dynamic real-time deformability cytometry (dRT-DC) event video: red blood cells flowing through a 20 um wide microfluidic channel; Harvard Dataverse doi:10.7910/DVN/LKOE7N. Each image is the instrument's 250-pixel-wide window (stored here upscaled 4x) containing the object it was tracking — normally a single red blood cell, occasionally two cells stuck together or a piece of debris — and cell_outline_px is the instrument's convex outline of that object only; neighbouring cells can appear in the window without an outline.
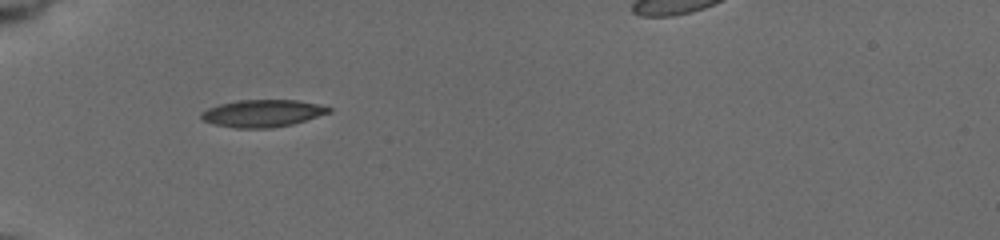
{"species": "common noctule bat (a hibernating species)", "species_latin": "Nyctalus noctula", "temperature_condition": "cold", "stored_images_in_passage": 37, "camera_frame_rate_fps": 3000, "um_per_image_px": 0.085, "animal": {"sex": "female", "body_mass_g": 19.5, "forearm_length_mm": 54.1}, "frame": {"image": 1, "passage_image": 1, "time_ms": 0.0, "image_size_px": [1000, 240], "cell_outline_px": [[332, 112], [292, 124], [272, 128], [236, 128], [212, 124], [204, 120], [200, 116], [200, 112], [208, 108], [220, 104], [236, 100], [296, 100], [320, 104], [332, 108]], "centroid_in_image_um": [22.32, 9.63], "position_along_channel_um": 62.7, "area_um2": 20.35}}
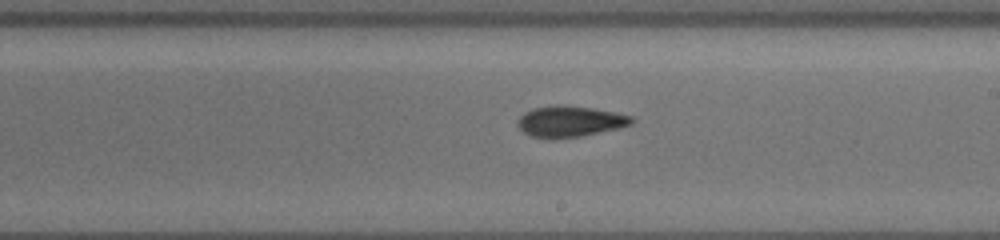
{"frame": {"image": 2, "passage_image": 16, "time_ms": 5.0, "image_size_px": [1000, 240], "cell_outline_px": [[636, 120], [632, 124], [616, 128], [580, 136], [552, 140], [544, 140], [532, 136], [524, 132], [516, 124], [516, 120], [524, 112], [532, 108], [552, 104], [568, 104], [616, 112], [632, 116]], "centroid_in_image_um": [48.39, 10.31], "position_along_channel_um": 240.6, "area_um2": 21.1}}
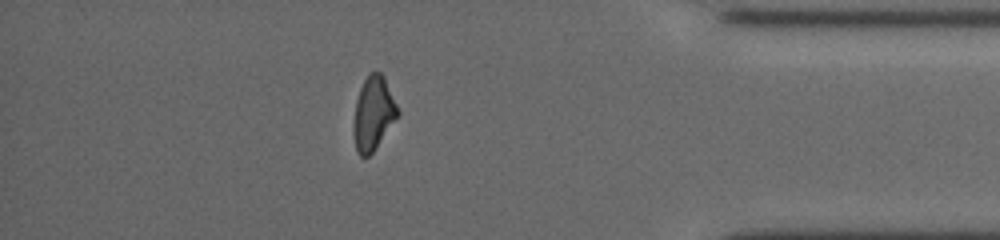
{"frame": {"image": 3, "passage_image": 31, "time_ms": 10.0, "image_size_px": [1000, 240], "cell_outline_px": [[400, 112], [372, 152], [368, 156], [360, 156], [356, 148], [352, 132], [352, 128], [356, 100], [360, 88], [368, 72], [380, 72], [384, 76]], "centroid_in_image_um": [31.7, 9.61], "position_along_channel_um": 403.5, "area_um2": 18.73}}